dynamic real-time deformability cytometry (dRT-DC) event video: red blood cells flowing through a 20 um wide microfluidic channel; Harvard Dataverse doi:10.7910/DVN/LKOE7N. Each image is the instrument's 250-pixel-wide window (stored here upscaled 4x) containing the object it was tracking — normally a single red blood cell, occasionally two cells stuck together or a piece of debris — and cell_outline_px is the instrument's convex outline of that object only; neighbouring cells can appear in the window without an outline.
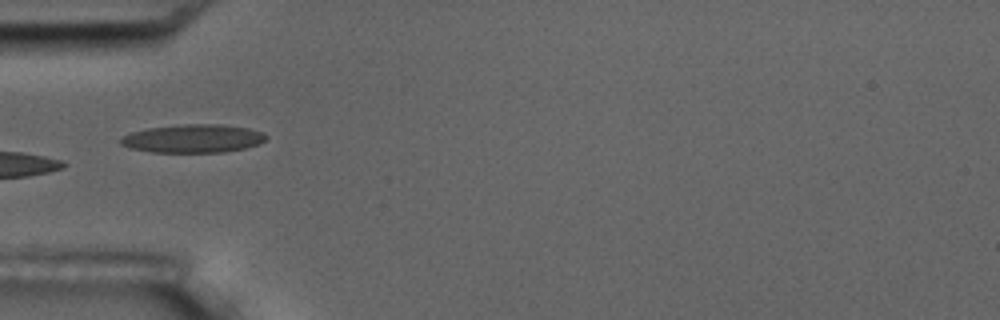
{"species": "common noctule bat (a hibernating species)", "species_latin": "Nyctalus noctula", "temperature_condition": "room temperature", "stored_images_in_passage": 8, "camera_frame_rate_fps": 3000, "um_per_image_px": 0.085, "animal": {"sex": "male", "body_mass_g": 17.5, "forearm_length_mm": 52.3}, "frame": {"image": 1, "passage_image": 6, "time_ms": 5.667, "image_size_px": [1000, 320], "cell_outline_px": [[268, 136], [260, 144], [244, 148], [224, 152], [152, 152], [132, 148], [120, 144], [120, 140], [124, 136], [132, 132], [148, 128], [184, 124], [220, 124], [248, 128], [264, 132]], "centroid_in_image_um": [16.46, 11.77], "position_along_channel_um": 68.5, "area_um2": 23.87}}